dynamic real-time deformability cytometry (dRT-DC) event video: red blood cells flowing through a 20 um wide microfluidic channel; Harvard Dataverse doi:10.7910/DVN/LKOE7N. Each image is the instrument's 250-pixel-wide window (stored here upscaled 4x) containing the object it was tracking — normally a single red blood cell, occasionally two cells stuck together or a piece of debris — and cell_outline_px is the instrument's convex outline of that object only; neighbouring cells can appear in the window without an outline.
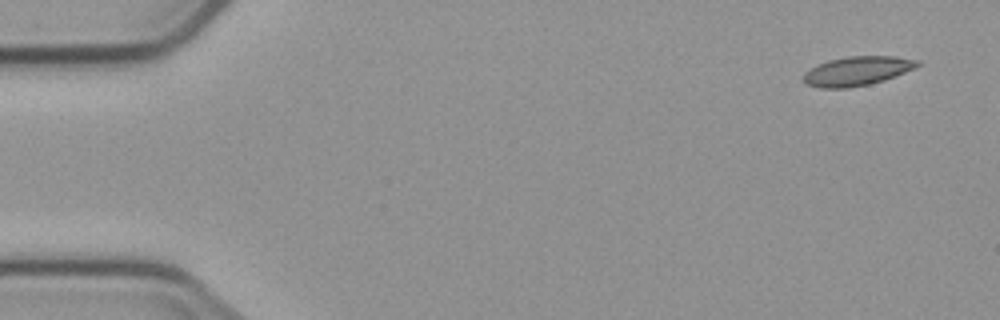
{"species": "common noctule bat (a hibernating species)", "species_latin": "Nyctalus noctula", "temperature_condition": "cold", "stored_images_in_passage": 3, "camera_frame_rate_fps": 3000, "um_per_image_px": 0.085, "animal": {"sex": "male", "body_mass_g": 23.1, "forearm_length_mm": 52.7}, "frame": {"image": 1, "passage_image": 1, "time_ms": 0.0, "image_size_px": [1000, 320], "cell_outline_px": [[920, 64], [916, 68], [896, 76], [884, 80], [868, 84], [848, 88], [820, 88], [808, 84], [804, 80], [804, 72], [828, 60], [848, 56], [896, 56], [920, 60]], "centroid_in_image_um": [72.91, 6.03], "position_along_channel_um": 12.1, "area_um2": 19.31}}